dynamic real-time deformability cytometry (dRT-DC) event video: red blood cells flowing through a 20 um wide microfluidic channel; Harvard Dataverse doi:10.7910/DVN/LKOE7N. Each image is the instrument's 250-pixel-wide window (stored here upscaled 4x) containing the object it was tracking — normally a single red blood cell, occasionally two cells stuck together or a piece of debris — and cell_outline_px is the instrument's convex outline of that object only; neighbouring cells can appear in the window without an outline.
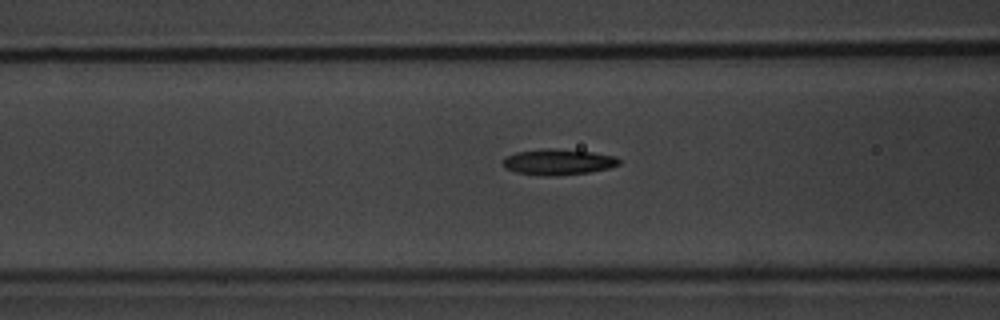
{"species": "common noctule bat (a hibernating species)", "species_latin": "Nyctalus noctula", "temperature_condition": "warm", "stored_images_in_passage": 47, "camera_frame_rate_fps": 3000, "um_per_image_px": 0.085, "animal": {"sex": "male", "body_mass_g": 20.1, "forearm_length_mm": 53.5}, "frame": {"image": 1, "passage_image": 22, "time_ms": 7.0, "image_size_px": [1000, 320], "cell_outline_px": [[624, 160], [620, 164], [608, 168], [588, 172], [556, 176], [548, 176], [516, 172], [504, 168], [504, 160], [508, 156], [516, 152], [544, 148], [552, 148], [592, 152], [616, 156]], "centroid_in_image_um": [47.49, 13.76], "position_along_channel_um": 119.1, "area_um2": 17.46}}
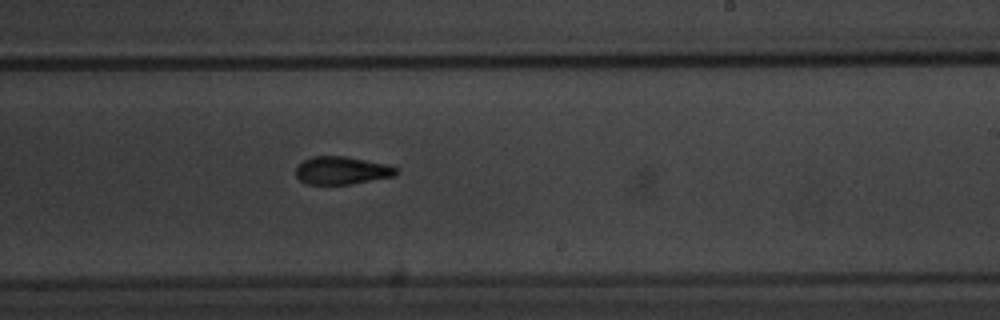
{"frame": {"image": 2, "passage_image": 33, "time_ms": 10.667, "image_size_px": [1000, 320], "cell_outline_px": [[400, 172], [396, 176], [352, 184], [304, 184], [296, 176], [296, 168], [304, 160], [312, 156], [344, 156], [388, 164], [400, 168]], "centroid_in_image_um": [29.11, 14.49], "position_along_channel_um": 259.9, "area_um2": 16.53}}
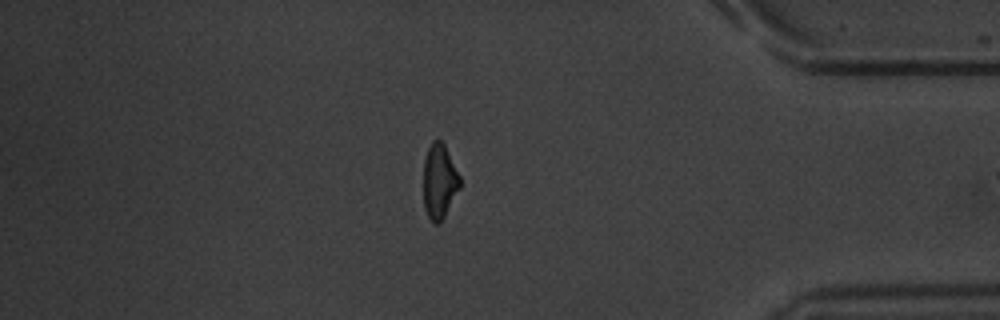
{"frame": {"image": 3, "passage_image": 46, "time_ms": 15.0, "image_size_px": [1000, 320], "cell_outline_px": [[460, 188], [440, 224], [432, 224], [424, 208], [424, 160], [428, 148], [432, 140], [440, 140], [444, 144], [460, 176]], "centroid_in_image_um": [37.34, 15.44], "position_along_channel_um": 397.9, "area_um2": 15.9}}